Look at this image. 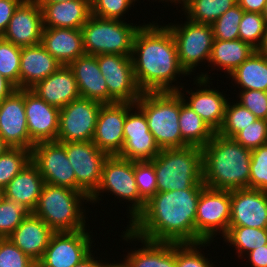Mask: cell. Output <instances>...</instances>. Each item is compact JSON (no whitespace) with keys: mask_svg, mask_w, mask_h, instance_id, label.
Listing matches in <instances>:
<instances>
[{"mask_svg":"<svg viewBox=\"0 0 267 267\" xmlns=\"http://www.w3.org/2000/svg\"><path fill=\"white\" fill-rule=\"evenodd\" d=\"M211 244H214L213 241L176 244V267H217L215 264L217 262H212L214 259L210 257V253L207 254L203 251ZM208 255L211 259L208 258Z\"/></svg>","mask_w":267,"mask_h":267,"instance_id":"8d00e7d4","label":"cell"},{"mask_svg":"<svg viewBox=\"0 0 267 267\" xmlns=\"http://www.w3.org/2000/svg\"><path fill=\"white\" fill-rule=\"evenodd\" d=\"M243 13L244 10L236 4L213 22L211 25L214 40L230 41L239 39V23Z\"/></svg>","mask_w":267,"mask_h":267,"instance_id":"b9f144b4","label":"cell"},{"mask_svg":"<svg viewBox=\"0 0 267 267\" xmlns=\"http://www.w3.org/2000/svg\"><path fill=\"white\" fill-rule=\"evenodd\" d=\"M246 260L250 267H267V245H263L247 253L242 262Z\"/></svg>","mask_w":267,"mask_h":267,"instance_id":"f907efd6","label":"cell"},{"mask_svg":"<svg viewBox=\"0 0 267 267\" xmlns=\"http://www.w3.org/2000/svg\"><path fill=\"white\" fill-rule=\"evenodd\" d=\"M28 133L34 144L56 141L60 109L46 103L30 89H24Z\"/></svg>","mask_w":267,"mask_h":267,"instance_id":"44dd1931","label":"cell"},{"mask_svg":"<svg viewBox=\"0 0 267 267\" xmlns=\"http://www.w3.org/2000/svg\"><path fill=\"white\" fill-rule=\"evenodd\" d=\"M179 126L182 140L188 146L203 148L213 137L214 131L198 116L180 95Z\"/></svg>","mask_w":267,"mask_h":267,"instance_id":"d6a6232c","label":"cell"},{"mask_svg":"<svg viewBox=\"0 0 267 267\" xmlns=\"http://www.w3.org/2000/svg\"><path fill=\"white\" fill-rule=\"evenodd\" d=\"M84 203L90 205L89 197L85 193L44 183L32 213L54 232L90 229L86 221L92 211Z\"/></svg>","mask_w":267,"mask_h":267,"instance_id":"277c9868","label":"cell"},{"mask_svg":"<svg viewBox=\"0 0 267 267\" xmlns=\"http://www.w3.org/2000/svg\"><path fill=\"white\" fill-rule=\"evenodd\" d=\"M202 153L206 187L230 191L249 188L251 150L215 132Z\"/></svg>","mask_w":267,"mask_h":267,"instance_id":"3957f363","label":"cell"},{"mask_svg":"<svg viewBox=\"0 0 267 267\" xmlns=\"http://www.w3.org/2000/svg\"><path fill=\"white\" fill-rule=\"evenodd\" d=\"M249 189L267 191V144L251 150Z\"/></svg>","mask_w":267,"mask_h":267,"instance_id":"f6af8a7d","label":"cell"},{"mask_svg":"<svg viewBox=\"0 0 267 267\" xmlns=\"http://www.w3.org/2000/svg\"><path fill=\"white\" fill-rule=\"evenodd\" d=\"M124 228L120 235L124 243L136 245L140 242V248L131 247L124 255L132 267H176V243L144 240Z\"/></svg>","mask_w":267,"mask_h":267,"instance_id":"603a6c76","label":"cell"},{"mask_svg":"<svg viewBox=\"0 0 267 267\" xmlns=\"http://www.w3.org/2000/svg\"><path fill=\"white\" fill-rule=\"evenodd\" d=\"M54 231L34 213H30L8 237L36 263L42 258Z\"/></svg>","mask_w":267,"mask_h":267,"instance_id":"d4e9b609","label":"cell"},{"mask_svg":"<svg viewBox=\"0 0 267 267\" xmlns=\"http://www.w3.org/2000/svg\"><path fill=\"white\" fill-rule=\"evenodd\" d=\"M233 139L249 150L267 144V120L257 119L241 130Z\"/></svg>","mask_w":267,"mask_h":267,"instance_id":"7dc6e473","label":"cell"},{"mask_svg":"<svg viewBox=\"0 0 267 267\" xmlns=\"http://www.w3.org/2000/svg\"><path fill=\"white\" fill-rule=\"evenodd\" d=\"M31 161V150L9 148L0 155V188L7 184Z\"/></svg>","mask_w":267,"mask_h":267,"instance_id":"f35d334b","label":"cell"},{"mask_svg":"<svg viewBox=\"0 0 267 267\" xmlns=\"http://www.w3.org/2000/svg\"><path fill=\"white\" fill-rule=\"evenodd\" d=\"M151 22H144L133 40L131 59L137 85L142 92L178 91L185 84L181 80L190 76L179 63L170 29L158 20Z\"/></svg>","mask_w":267,"mask_h":267,"instance_id":"6da1fadb","label":"cell"},{"mask_svg":"<svg viewBox=\"0 0 267 267\" xmlns=\"http://www.w3.org/2000/svg\"><path fill=\"white\" fill-rule=\"evenodd\" d=\"M22 47L0 36V74L20 89V62Z\"/></svg>","mask_w":267,"mask_h":267,"instance_id":"ab89813d","label":"cell"},{"mask_svg":"<svg viewBox=\"0 0 267 267\" xmlns=\"http://www.w3.org/2000/svg\"><path fill=\"white\" fill-rule=\"evenodd\" d=\"M30 213L23 204L4 197L0 203V238H8Z\"/></svg>","mask_w":267,"mask_h":267,"instance_id":"60d3db41","label":"cell"},{"mask_svg":"<svg viewBox=\"0 0 267 267\" xmlns=\"http://www.w3.org/2000/svg\"><path fill=\"white\" fill-rule=\"evenodd\" d=\"M223 244L234 248L237 259H242L250 251L267 245V229L245 226H229L227 233L222 237Z\"/></svg>","mask_w":267,"mask_h":267,"instance_id":"836d02e7","label":"cell"},{"mask_svg":"<svg viewBox=\"0 0 267 267\" xmlns=\"http://www.w3.org/2000/svg\"><path fill=\"white\" fill-rule=\"evenodd\" d=\"M9 148L10 146L0 136V155L5 153Z\"/></svg>","mask_w":267,"mask_h":267,"instance_id":"9f6ffc18","label":"cell"},{"mask_svg":"<svg viewBox=\"0 0 267 267\" xmlns=\"http://www.w3.org/2000/svg\"><path fill=\"white\" fill-rule=\"evenodd\" d=\"M155 168L157 192L205 188L202 148L161 149L150 161Z\"/></svg>","mask_w":267,"mask_h":267,"instance_id":"5b68a950","label":"cell"},{"mask_svg":"<svg viewBox=\"0 0 267 267\" xmlns=\"http://www.w3.org/2000/svg\"><path fill=\"white\" fill-rule=\"evenodd\" d=\"M236 97L257 119L267 120V91L240 90Z\"/></svg>","mask_w":267,"mask_h":267,"instance_id":"c3c4849f","label":"cell"},{"mask_svg":"<svg viewBox=\"0 0 267 267\" xmlns=\"http://www.w3.org/2000/svg\"><path fill=\"white\" fill-rule=\"evenodd\" d=\"M44 179L37 166L30 161L4 188L6 198L19 202L34 211Z\"/></svg>","mask_w":267,"mask_h":267,"instance_id":"f546056e","label":"cell"},{"mask_svg":"<svg viewBox=\"0 0 267 267\" xmlns=\"http://www.w3.org/2000/svg\"><path fill=\"white\" fill-rule=\"evenodd\" d=\"M230 208V190L205 187L197 203L195 243L222 239L229 229Z\"/></svg>","mask_w":267,"mask_h":267,"instance_id":"30bf717a","label":"cell"},{"mask_svg":"<svg viewBox=\"0 0 267 267\" xmlns=\"http://www.w3.org/2000/svg\"><path fill=\"white\" fill-rule=\"evenodd\" d=\"M232 101L229 99L227 102L224 122L217 132L228 138H234L241 130L257 120V117L239 104L236 99Z\"/></svg>","mask_w":267,"mask_h":267,"instance_id":"d590c367","label":"cell"},{"mask_svg":"<svg viewBox=\"0 0 267 267\" xmlns=\"http://www.w3.org/2000/svg\"><path fill=\"white\" fill-rule=\"evenodd\" d=\"M4 197V189L0 188V203L3 201Z\"/></svg>","mask_w":267,"mask_h":267,"instance_id":"be15d7a7","label":"cell"},{"mask_svg":"<svg viewBox=\"0 0 267 267\" xmlns=\"http://www.w3.org/2000/svg\"><path fill=\"white\" fill-rule=\"evenodd\" d=\"M266 22L260 13L245 12L239 23V39L260 50L266 36Z\"/></svg>","mask_w":267,"mask_h":267,"instance_id":"74e56055","label":"cell"},{"mask_svg":"<svg viewBox=\"0 0 267 267\" xmlns=\"http://www.w3.org/2000/svg\"><path fill=\"white\" fill-rule=\"evenodd\" d=\"M260 51L267 55V28H266L265 40H264L263 46L260 49Z\"/></svg>","mask_w":267,"mask_h":267,"instance_id":"91938a15","label":"cell"},{"mask_svg":"<svg viewBox=\"0 0 267 267\" xmlns=\"http://www.w3.org/2000/svg\"><path fill=\"white\" fill-rule=\"evenodd\" d=\"M180 21L178 24L174 19L175 23L168 22L165 25L174 37L181 67L190 76L215 80L212 78L211 72L205 70L202 72V69L199 73L196 71L198 66L203 67L207 64L206 67H208L214 41L212 25L192 22L186 18L184 22Z\"/></svg>","mask_w":267,"mask_h":267,"instance_id":"ba28073f","label":"cell"},{"mask_svg":"<svg viewBox=\"0 0 267 267\" xmlns=\"http://www.w3.org/2000/svg\"><path fill=\"white\" fill-rule=\"evenodd\" d=\"M76 177V191L90 197L98 188L105 160L109 156L92 141L64 142Z\"/></svg>","mask_w":267,"mask_h":267,"instance_id":"5bb4252c","label":"cell"},{"mask_svg":"<svg viewBox=\"0 0 267 267\" xmlns=\"http://www.w3.org/2000/svg\"><path fill=\"white\" fill-rule=\"evenodd\" d=\"M43 29V14L38 3L35 0H23L1 37L20 47L33 46L41 43Z\"/></svg>","mask_w":267,"mask_h":267,"instance_id":"d6986e66","label":"cell"},{"mask_svg":"<svg viewBox=\"0 0 267 267\" xmlns=\"http://www.w3.org/2000/svg\"><path fill=\"white\" fill-rule=\"evenodd\" d=\"M31 161L44 183L76 190V177L64 148V142H40L31 149Z\"/></svg>","mask_w":267,"mask_h":267,"instance_id":"2e32d148","label":"cell"},{"mask_svg":"<svg viewBox=\"0 0 267 267\" xmlns=\"http://www.w3.org/2000/svg\"><path fill=\"white\" fill-rule=\"evenodd\" d=\"M135 105L145 114L149 131L160 149L188 147L179 126L178 91L143 92Z\"/></svg>","mask_w":267,"mask_h":267,"instance_id":"8992f818","label":"cell"},{"mask_svg":"<svg viewBox=\"0 0 267 267\" xmlns=\"http://www.w3.org/2000/svg\"><path fill=\"white\" fill-rule=\"evenodd\" d=\"M103 103L79 97L60 109L58 142L92 141Z\"/></svg>","mask_w":267,"mask_h":267,"instance_id":"4fadbf2b","label":"cell"},{"mask_svg":"<svg viewBox=\"0 0 267 267\" xmlns=\"http://www.w3.org/2000/svg\"><path fill=\"white\" fill-rule=\"evenodd\" d=\"M126 115L127 102L105 103L101 106L92 142L109 156L121 153Z\"/></svg>","mask_w":267,"mask_h":267,"instance_id":"ffe728a7","label":"cell"},{"mask_svg":"<svg viewBox=\"0 0 267 267\" xmlns=\"http://www.w3.org/2000/svg\"><path fill=\"white\" fill-rule=\"evenodd\" d=\"M134 177L140 197L147 202L157 193V177L150 161H134Z\"/></svg>","mask_w":267,"mask_h":267,"instance_id":"ee69618b","label":"cell"},{"mask_svg":"<svg viewBox=\"0 0 267 267\" xmlns=\"http://www.w3.org/2000/svg\"><path fill=\"white\" fill-rule=\"evenodd\" d=\"M266 0H237V4L245 12H254L262 14Z\"/></svg>","mask_w":267,"mask_h":267,"instance_id":"816d5d0a","label":"cell"},{"mask_svg":"<svg viewBox=\"0 0 267 267\" xmlns=\"http://www.w3.org/2000/svg\"><path fill=\"white\" fill-rule=\"evenodd\" d=\"M240 90L267 91V55L256 50L228 77Z\"/></svg>","mask_w":267,"mask_h":267,"instance_id":"1f68e13d","label":"cell"},{"mask_svg":"<svg viewBox=\"0 0 267 267\" xmlns=\"http://www.w3.org/2000/svg\"><path fill=\"white\" fill-rule=\"evenodd\" d=\"M256 50L248 43L237 40H214L212 52L208 67V71H223L228 77L237 67H239L247 58H249Z\"/></svg>","mask_w":267,"mask_h":267,"instance_id":"4dcf8cb0","label":"cell"},{"mask_svg":"<svg viewBox=\"0 0 267 267\" xmlns=\"http://www.w3.org/2000/svg\"><path fill=\"white\" fill-rule=\"evenodd\" d=\"M90 15L82 26L83 48L86 55H132L133 40L142 24Z\"/></svg>","mask_w":267,"mask_h":267,"instance_id":"9c48e42d","label":"cell"},{"mask_svg":"<svg viewBox=\"0 0 267 267\" xmlns=\"http://www.w3.org/2000/svg\"><path fill=\"white\" fill-rule=\"evenodd\" d=\"M145 0H143V2H144ZM148 1H150V0H148ZM157 2V0H153L152 2ZM165 1V2H164ZM158 2L160 3V2H162V3H164V4H166L167 2V6L168 7H170V5H169V2H170V4H171V6H172V4H173V7L174 6H178V0H158Z\"/></svg>","mask_w":267,"mask_h":267,"instance_id":"6f0895ef","label":"cell"},{"mask_svg":"<svg viewBox=\"0 0 267 267\" xmlns=\"http://www.w3.org/2000/svg\"><path fill=\"white\" fill-rule=\"evenodd\" d=\"M196 88L182 86L178 92L183 101L214 131L218 132L225 118V108L228 102L226 91L211 87L212 80L193 78ZM211 87V88H210ZM190 90V91H189ZM185 93V94H184ZM186 95V96H185ZM189 95V96H187ZM227 95V96H226Z\"/></svg>","mask_w":267,"mask_h":267,"instance_id":"9a60e30c","label":"cell"},{"mask_svg":"<svg viewBox=\"0 0 267 267\" xmlns=\"http://www.w3.org/2000/svg\"><path fill=\"white\" fill-rule=\"evenodd\" d=\"M23 0H0V36L6 31L10 19Z\"/></svg>","mask_w":267,"mask_h":267,"instance_id":"681fc988","label":"cell"},{"mask_svg":"<svg viewBox=\"0 0 267 267\" xmlns=\"http://www.w3.org/2000/svg\"><path fill=\"white\" fill-rule=\"evenodd\" d=\"M123 134L124 145L118 155L121 158L131 161H151L161 151L149 131L145 114L135 104L128 102Z\"/></svg>","mask_w":267,"mask_h":267,"instance_id":"e0dca14e","label":"cell"},{"mask_svg":"<svg viewBox=\"0 0 267 267\" xmlns=\"http://www.w3.org/2000/svg\"><path fill=\"white\" fill-rule=\"evenodd\" d=\"M16 89L13 83L0 74V102L11 95Z\"/></svg>","mask_w":267,"mask_h":267,"instance_id":"db71d44e","label":"cell"},{"mask_svg":"<svg viewBox=\"0 0 267 267\" xmlns=\"http://www.w3.org/2000/svg\"><path fill=\"white\" fill-rule=\"evenodd\" d=\"M96 253V256H95ZM99 253L97 251H93L87 258H85L80 264L75 265L74 267H107L108 261L106 262V258H98ZM105 259V260H102Z\"/></svg>","mask_w":267,"mask_h":267,"instance_id":"f5cc1de1","label":"cell"},{"mask_svg":"<svg viewBox=\"0 0 267 267\" xmlns=\"http://www.w3.org/2000/svg\"><path fill=\"white\" fill-rule=\"evenodd\" d=\"M189 1L191 0H178V7L176 6V8L178 9L180 6V9H182Z\"/></svg>","mask_w":267,"mask_h":267,"instance_id":"6125c7cd","label":"cell"},{"mask_svg":"<svg viewBox=\"0 0 267 267\" xmlns=\"http://www.w3.org/2000/svg\"><path fill=\"white\" fill-rule=\"evenodd\" d=\"M236 4L237 0H191L178 12L189 21L212 24Z\"/></svg>","mask_w":267,"mask_h":267,"instance_id":"e575fe53","label":"cell"},{"mask_svg":"<svg viewBox=\"0 0 267 267\" xmlns=\"http://www.w3.org/2000/svg\"><path fill=\"white\" fill-rule=\"evenodd\" d=\"M30 90L46 103L61 109L81 97L77 81L69 66H61Z\"/></svg>","mask_w":267,"mask_h":267,"instance_id":"cb8c5ba5","label":"cell"},{"mask_svg":"<svg viewBox=\"0 0 267 267\" xmlns=\"http://www.w3.org/2000/svg\"><path fill=\"white\" fill-rule=\"evenodd\" d=\"M262 16L266 22V25H267V0L265 2V5H264V8H263V11H262Z\"/></svg>","mask_w":267,"mask_h":267,"instance_id":"94428289","label":"cell"},{"mask_svg":"<svg viewBox=\"0 0 267 267\" xmlns=\"http://www.w3.org/2000/svg\"><path fill=\"white\" fill-rule=\"evenodd\" d=\"M0 267H37L9 238H0Z\"/></svg>","mask_w":267,"mask_h":267,"instance_id":"bcb514c9","label":"cell"},{"mask_svg":"<svg viewBox=\"0 0 267 267\" xmlns=\"http://www.w3.org/2000/svg\"><path fill=\"white\" fill-rule=\"evenodd\" d=\"M0 136L11 148L31 150L35 145L28 133L24 89H16L0 102Z\"/></svg>","mask_w":267,"mask_h":267,"instance_id":"ac0fdd59","label":"cell"},{"mask_svg":"<svg viewBox=\"0 0 267 267\" xmlns=\"http://www.w3.org/2000/svg\"><path fill=\"white\" fill-rule=\"evenodd\" d=\"M69 68L77 81L80 96L87 99L108 103V87L94 55L78 57Z\"/></svg>","mask_w":267,"mask_h":267,"instance_id":"83f0119b","label":"cell"},{"mask_svg":"<svg viewBox=\"0 0 267 267\" xmlns=\"http://www.w3.org/2000/svg\"><path fill=\"white\" fill-rule=\"evenodd\" d=\"M107 195H106V194ZM104 194V195H103ZM119 200L121 204L127 202L126 216L130 224L144 209L146 202L140 197L134 177V161L124 159L118 155L108 156L104 162L101 180L96 191L89 197L90 205L103 204L102 197ZM116 198V199H115ZM123 201V202H121ZM129 202V203H128Z\"/></svg>","mask_w":267,"mask_h":267,"instance_id":"52a82bcc","label":"cell"},{"mask_svg":"<svg viewBox=\"0 0 267 267\" xmlns=\"http://www.w3.org/2000/svg\"><path fill=\"white\" fill-rule=\"evenodd\" d=\"M41 44L61 66H68L85 55L81 29L44 28Z\"/></svg>","mask_w":267,"mask_h":267,"instance_id":"484cf974","label":"cell"},{"mask_svg":"<svg viewBox=\"0 0 267 267\" xmlns=\"http://www.w3.org/2000/svg\"><path fill=\"white\" fill-rule=\"evenodd\" d=\"M61 64L40 43L21 50L20 89H30L54 73Z\"/></svg>","mask_w":267,"mask_h":267,"instance_id":"f1b7e54d","label":"cell"},{"mask_svg":"<svg viewBox=\"0 0 267 267\" xmlns=\"http://www.w3.org/2000/svg\"><path fill=\"white\" fill-rule=\"evenodd\" d=\"M37 3H62L64 1H75V0H35Z\"/></svg>","mask_w":267,"mask_h":267,"instance_id":"680465c9","label":"cell"},{"mask_svg":"<svg viewBox=\"0 0 267 267\" xmlns=\"http://www.w3.org/2000/svg\"><path fill=\"white\" fill-rule=\"evenodd\" d=\"M82 229L72 232H54L37 267H74L87 258L96 247L94 232ZM93 233V234H92Z\"/></svg>","mask_w":267,"mask_h":267,"instance_id":"8fae6325","label":"cell"},{"mask_svg":"<svg viewBox=\"0 0 267 267\" xmlns=\"http://www.w3.org/2000/svg\"><path fill=\"white\" fill-rule=\"evenodd\" d=\"M229 226L267 229V191L249 188L231 190Z\"/></svg>","mask_w":267,"mask_h":267,"instance_id":"7402d4cb","label":"cell"},{"mask_svg":"<svg viewBox=\"0 0 267 267\" xmlns=\"http://www.w3.org/2000/svg\"><path fill=\"white\" fill-rule=\"evenodd\" d=\"M96 58L108 87V103L135 104L143 92L137 85L131 56L101 54Z\"/></svg>","mask_w":267,"mask_h":267,"instance_id":"7c38bea8","label":"cell"},{"mask_svg":"<svg viewBox=\"0 0 267 267\" xmlns=\"http://www.w3.org/2000/svg\"><path fill=\"white\" fill-rule=\"evenodd\" d=\"M137 1V2H136ZM139 0H91V14L103 19L127 21L126 14ZM133 7V8H132ZM125 17V18H124Z\"/></svg>","mask_w":267,"mask_h":267,"instance_id":"7bdbcfd3","label":"cell"},{"mask_svg":"<svg viewBox=\"0 0 267 267\" xmlns=\"http://www.w3.org/2000/svg\"><path fill=\"white\" fill-rule=\"evenodd\" d=\"M91 0L38 3L44 28L81 29L91 15Z\"/></svg>","mask_w":267,"mask_h":267,"instance_id":"4316f807","label":"cell"},{"mask_svg":"<svg viewBox=\"0 0 267 267\" xmlns=\"http://www.w3.org/2000/svg\"><path fill=\"white\" fill-rule=\"evenodd\" d=\"M203 189L157 192L126 228L152 242L195 243L197 203Z\"/></svg>","mask_w":267,"mask_h":267,"instance_id":"7a4b0ae2","label":"cell"},{"mask_svg":"<svg viewBox=\"0 0 267 267\" xmlns=\"http://www.w3.org/2000/svg\"><path fill=\"white\" fill-rule=\"evenodd\" d=\"M117 261L114 259L108 261L107 267H132L125 258H123L122 260L120 259V261L118 259Z\"/></svg>","mask_w":267,"mask_h":267,"instance_id":"11a10c76","label":"cell"}]
</instances>
